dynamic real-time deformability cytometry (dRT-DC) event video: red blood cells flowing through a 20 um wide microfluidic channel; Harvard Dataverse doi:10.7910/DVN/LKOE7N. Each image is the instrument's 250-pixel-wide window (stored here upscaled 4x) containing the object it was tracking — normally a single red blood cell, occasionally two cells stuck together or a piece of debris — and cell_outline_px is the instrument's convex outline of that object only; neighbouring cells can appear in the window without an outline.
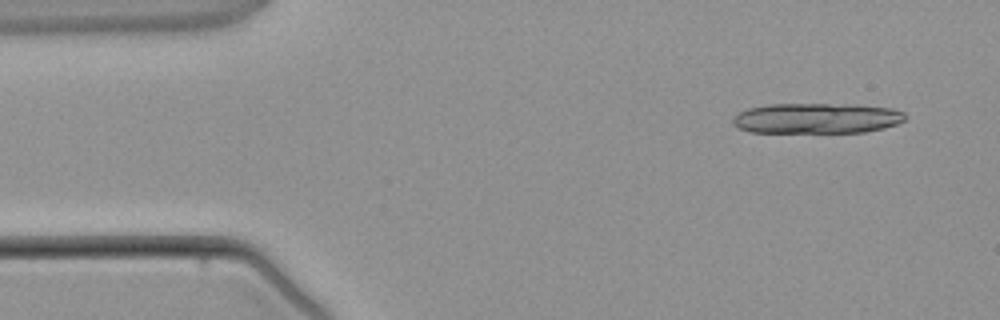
{"species": "common noctule bat (a hibernating species)", "species_latin": "Nyctalus noctula", "temperature_condition": "warm", "stored_images_in_passage": 4, "camera_frame_rate_fps": 3000, "um_per_image_px": 0.085, "animal": {"sex": "male", "body_mass_g": 21.5, "forearm_length_mm": 52.0}, "frame": {"image": 1, "passage_image": 1, "time_ms": 0.0, "image_size_px": [1000, 320], "cell_outline_px": [[908, 116], [904, 120], [896, 124], [884, 128], [864, 132], [748, 132], [736, 128], [732, 124], [732, 120], [740, 112], [748, 108], [768, 104], [856, 104], [892, 108], [904, 112]], "centroid_in_image_um": [69.43, 10.05], "position_along_channel_um": 15.6, "area_um2": 30.81}}